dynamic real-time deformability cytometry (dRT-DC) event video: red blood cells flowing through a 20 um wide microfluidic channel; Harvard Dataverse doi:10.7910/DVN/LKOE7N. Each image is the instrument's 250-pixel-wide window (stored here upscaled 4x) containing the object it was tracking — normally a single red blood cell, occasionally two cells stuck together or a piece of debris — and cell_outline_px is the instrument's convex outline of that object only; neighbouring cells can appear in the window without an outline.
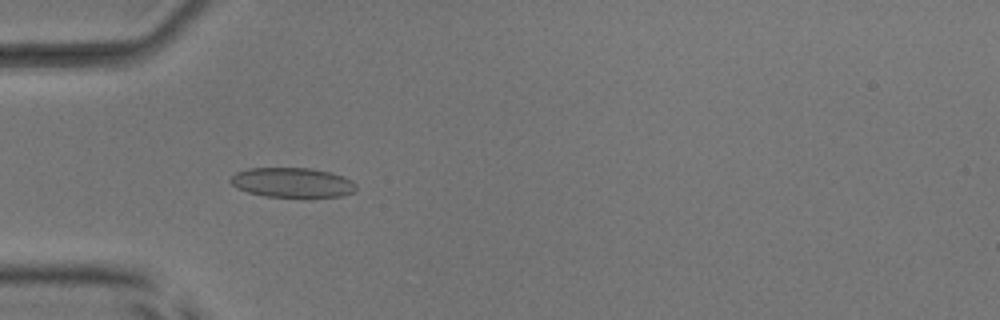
{"species": "common noctule bat (a hibernating species)", "species_latin": "Nyctalus noctula", "temperature_condition": "room temperature", "stored_images_in_passage": 43, "camera_frame_rate_fps": 3000, "um_per_image_px": 0.085, "animal": {"sex": "male", "body_mass_g": 17.9, "forearm_length_mm": 54.2}, "frame": {"image": 1, "passage_image": 16, "time_ms": 5.0, "image_size_px": [1000, 320], "cell_outline_px": [[356, 188], [352, 192], [340, 196], [264, 196], [248, 192], [236, 188], [228, 180], [236, 172], [248, 168], [312, 168], [344, 176], [352, 180], [356, 184]], "centroid_in_image_um": [24.81, 15.5], "position_along_channel_um": 60.2, "area_um2": 21.56}}
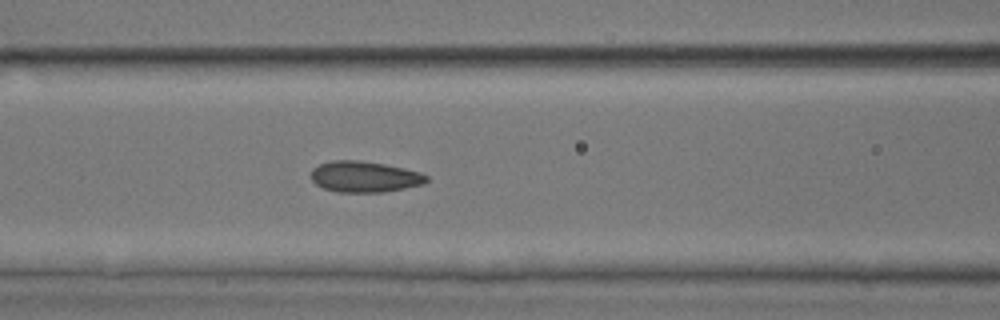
{"frame": {"image": 2, "passage_image": 22, "time_ms": 7.0, "image_size_px": [1000, 320], "cell_outline_px": [[428, 180], [424, 184], [384, 192], [340, 192], [324, 188], [316, 184], [312, 180], [312, 168], [320, 164], [332, 160], [360, 160], [384, 164], [404, 168], [420, 172], [428, 176]], "centroid_in_image_um": [31.0, 15.02], "position_along_channel_um": 135.6, "area_um2": 20.81}}
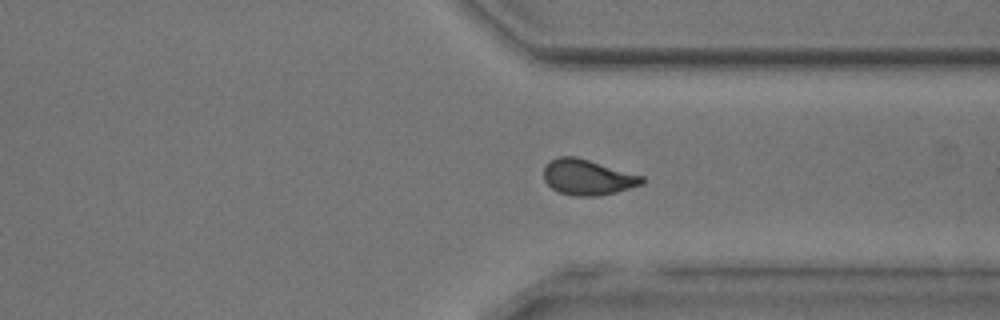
{"frame": {"image": 3, "passage_image": 39, "time_ms": 12.667, "image_size_px": [1000, 320], "cell_outline_px": [[644, 184], [616, 192], [596, 196], [576, 196], [560, 192], [552, 188], [544, 180], [544, 168], [552, 160], [560, 156], [576, 156], [644, 176]], "centroid_in_image_um": [49.98, 15.06], "position_along_channel_um": 361.4, "area_um2": 20.23}}